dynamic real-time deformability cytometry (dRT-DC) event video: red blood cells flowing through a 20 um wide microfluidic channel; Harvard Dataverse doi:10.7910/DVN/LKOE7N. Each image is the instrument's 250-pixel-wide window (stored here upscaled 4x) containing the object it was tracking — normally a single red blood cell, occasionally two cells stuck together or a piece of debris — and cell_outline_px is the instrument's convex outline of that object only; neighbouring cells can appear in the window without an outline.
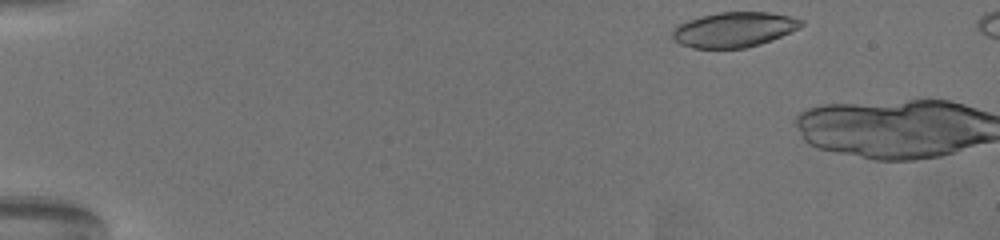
{"species": "common noctule bat (a hibernating species)", "species_latin": "Nyctalus noctula", "temperature_condition": "warm", "stored_images_in_passage": 4, "camera_frame_rate_fps": 3000, "um_per_image_px": 0.085, "animal": {"sex": "female", "body_mass_g": 19.5, "forearm_length_mm": 54.1}, "frame": {"image": 1, "passage_image": 1, "time_ms": 0.0, "image_size_px": [1000, 240], "cell_outline_px": [[804, 24], [800, 28], [772, 40], [760, 44], [744, 48], [692, 48], [680, 44], [672, 36], [672, 28], [688, 20], [700, 16], [720, 12], [768, 12], [792, 16], [804, 20]], "centroid_in_image_um": [62.42, 2.51], "position_along_channel_um": 22.6, "area_um2": 26.41}}